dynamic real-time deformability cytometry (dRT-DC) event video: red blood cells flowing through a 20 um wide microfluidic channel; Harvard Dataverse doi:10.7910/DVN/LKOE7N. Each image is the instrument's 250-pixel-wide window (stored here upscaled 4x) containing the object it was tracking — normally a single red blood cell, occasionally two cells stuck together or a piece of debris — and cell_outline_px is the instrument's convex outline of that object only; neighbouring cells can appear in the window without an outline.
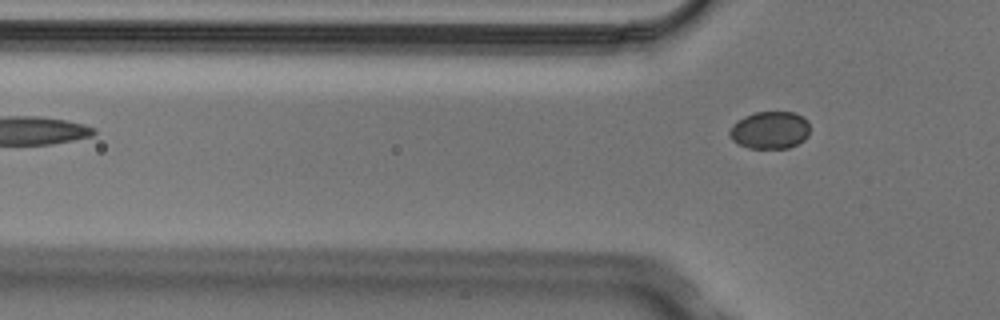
{"species": "Egyptian fruit bat (a non-hibernating species)", "species_latin": "Rousettus aegyptiacus", "temperature_condition": "cold", "stored_images_in_passage": 2, "camera_frame_rate_fps": 3000, "um_per_image_px": 0.085, "animal": {"sex": "male"}, "frame": {"image": 1, "passage_image": 2, "time_ms": 0.333, "image_size_px": [1000, 320], "cell_outline_px": [[808, 136], [804, 140], [788, 148], [748, 148], [736, 144], [732, 140], [728, 132], [732, 124], [736, 120], [744, 116], [756, 112], [796, 112], [808, 120]], "centroid_in_image_um": [65.41, 11.06], "position_along_channel_um": 60.4, "area_um2": 17.74}}